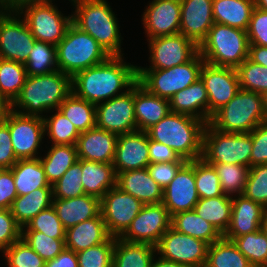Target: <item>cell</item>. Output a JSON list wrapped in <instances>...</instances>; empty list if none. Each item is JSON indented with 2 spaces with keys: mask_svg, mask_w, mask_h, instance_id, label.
I'll return each mask as SVG.
<instances>
[{
  "mask_svg": "<svg viewBox=\"0 0 267 267\" xmlns=\"http://www.w3.org/2000/svg\"><path fill=\"white\" fill-rule=\"evenodd\" d=\"M122 57L110 56L105 62L74 74L72 93L95 105L126 93L138 81V66L124 62Z\"/></svg>",
  "mask_w": 267,
  "mask_h": 267,
  "instance_id": "cell-1",
  "label": "cell"
},
{
  "mask_svg": "<svg viewBox=\"0 0 267 267\" xmlns=\"http://www.w3.org/2000/svg\"><path fill=\"white\" fill-rule=\"evenodd\" d=\"M71 92V76L60 70L27 76L19 96L12 103V110L23 115L44 117L42 112L58 109Z\"/></svg>",
  "mask_w": 267,
  "mask_h": 267,
  "instance_id": "cell-2",
  "label": "cell"
},
{
  "mask_svg": "<svg viewBox=\"0 0 267 267\" xmlns=\"http://www.w3.org/2000/svg\"><path fill=\"white\" fill-rule=\"evenodd\" d=\"M205 126L200 119L170 111L146 132L151 140L172 148L180 158L193 161L202 157Z\"/></svg>",
  "mask_w": 267,
  "mask_h": 267,
  "instance_id": "cell-3",
  "label": "cell"
},
{
  "mask_svg": "<svg viewBox=\"0 0 267 267\" xmlns=\"http://www.w3.org/2000/svg\"><path fill=\"white\" fill-rule=\"evenodd\" d=\"M72 23L91 35L110 56H123L118 19L106 0H77Z\"/></svg>",
  "mask_w": 267,
  "mask_h": 267,
  "instance_id": "cell-4",
  "label": "cell"
},
{
  "mask_svg": "<svg viewBox=\"0 0 267 267\" xmlns=\"http://www.w3.org/2000/svg\"><path fill=\"white\" fill-rule=\"evenodd\" d=\"M249 40L247 31L214 23L199 46L206 63L214 66L237 68L247 58Z\"/></svg>",
  "mask_w": 267,
  "mask_h": 267,
  "instance_id": "cell-5",
  "label": "cell"
},
{
  "mask_svg": "<svg viewBox=\"0 0 267 267\" xmlns=\"http://www.w3.org/2000/svg\"><path fill=\"white\" fill-rule=\"evenodd\" d=\"M266 121L262 94L240 89L225 106L212 115L209 124L220 132L250 133Z\"/></svg>",
  "mask_w": 267,
  "mask_h": 267,
  "instance_id": "cell-6",
  "label": "cell"
},
{
  "mask_svg": "<svg viewBox=\"0 0 267 267\" xmlns=\"http://www.w3.org/2000/svg\"><path fill=\"white\" fill-rule=\"evenodd\" d=\"M57 68L71 77L77 72L105 62L110 55L88 33L73 23L56 45Z\"/></svg>",
  "mask_w": 267,
  "mask_h": 267,
  "instance_id": "cell-7",
  "label": "cell"
},
{
  "mask_svg": "<svg viewBox=\"0 0 267 267\" xmlns=\"http://www.w3.org/2000/svg\"><path fill=\"white\" fill-rule=\"evenodd\" d=\"M205 61L198 52L190 61L169 69H138V82L150 93L170 100L200 79Z\"/></svg>",
  "mask_w": 267,
  "mask_h": 267,
  "instance_id": "cell-8",
  "label": "cell"
},
{
  "mask_svg": "<svg viewBox=\"0 0 267 267\" xmlns=\"http://www.w3.org/2000/svg\"><path fill=\"white\" fill-rule=\"evenodd\" d=\"M251 151V132H220L209 123L206 124L201 157L206 163L238 164L250 168Z\"/></svg>",
  "mask_w": 267,
  "mask_h": 267,
  "instance_id": "cell-9",
  "label": "cell"
},
{
  "mask_svg": "<svg viewBox=\"0 0 267 267\" xmlns=\"http://www.w3.org/2000/svg\"><path fill=\"white\" fill-rule=\"evenodd\" d=\"M16 10L24 15L35 40L57 45L72 24V14L64 16L53 3L26 1Z\"/></svg>",
  "mask_w": 267,
  "mask_h": 267,
  "instance_id": "cell-10",
  "label": "cell"
},
{
  "mask_svg": "<svg viewBox=\"0 0 267 267\" xmlns=\"http://www.w3.org/2000/svg\"><path fill=\"white\" fill-rule=\"evenodd\" d=\"M16 9L0 8V58L25 64L35 37Z\"/></svg>",
  "mask_w": 267,
  "mask_h": 267,
  "instance_id": "cell-11",
  "label": "cell"
},
{
  "mask_svg": "<svg viewBox=\"0 0 267 267\" xmlns=\"http://www.w3.org/2000/svg\"><path fill=\"white\" fill-rule=\"evenodd\" d=\"M209 244L170 227L156 245L161 258L185 267H204Z\"/></svg>",
  "mask_w": 267,
  "mask_h": 267,
  "instance_id": "cell-12",
  "label": "cell"
},
{
  "mask_svg": "<svg viewBox=\"0 0 267 267\" xmlns=\"http://www.w3.org/2000/svg\"><path fill=\"white\" fill-rule=\"evenodd\" d=\"M143 203L117 186L100 199L101 216L110 236L120 237L138 215Z\"/></svg>",
  "mask_w": 267,
  "mask_h": 267,
  "instance_id": "cell-13",
  "label": "cell"
},
{
  "mask_svg": "<svg viewBox=\"0 0 267 267\" xmlns=\"http://www.w3.org/2000/svg\"><path fill=\"white\" fill-rule=\"evenodd\" d=\"M170 227L171 216L162 203L143 205L138 215L119 238L156 247Z\"/></svg>",
  "mask_w": 267,
  "mask_h": 267,
  "instance_id": "cell-14",
  "label": "cell"
},
{
  "mask_svg": "<svg viewBox=\"0 0 267 267\" xmlns=\"http://www.w3.org/2000/svg\"><path fill=\"white\" fill-rule=\"evenodd\" d=\"M5 123L9 126L16 158L18 160L38 158L37 150L45 135L43 118L23 115L11 110Z\"/></svg>",
  "mask_w": 267,
  "mask_h": 267,
  "instance_id": "cell-15",
  "label": "cell"
},
{
  "mask_svg": "<svg viewBox=\"0 0 267 267\" xmlns=\"http://www.w3.org/2000/svg\"><path fill=\"white\" fill-rule=\"evenodd\" d=\"M151 66L137 69H169L190 61L199 47L183 34L148 39Z\"/></svg>",
  "mask_w": 267,
  "mask_h": 267,
  "instance_id": "cell-16",
  "label": "cell"
},
{
  "mask_svg": "<svg viewBox=\"0 0 267 267\" xmlns=\"http://www.w3.org/2000/svg\"><path fill=\"white\" fill-rule=\"evenodd\" d=\"M96 127L117 135L134 132V86L126 93L96 105Z\"/></svg>",
  "mask_w": 267,
  "mask_h": 267,
  "instance_id": "cell-17",
  "label": "cell"
},
{
  "mask_svg": "<svg viewBox=\"0 0 267 267\" xmlns=\"http://www.w3.org/2000/svg\"><path fill=\"white\" fill-rule=\"evenodd\" d=\"M209 100V121L212 115L225 106L240 90L236 68L204 63L200 71Z\"/></svg>",
  "mask_w": 267,
  "mask_h": 267,
  "instance_id": "cell-18",
  "label": "cell"
},
{
  "mask_svg": "<svg viewBox=\"0 0 267 267\" xmlns=\"http://www.w3.org/2000/svg\"><path fill=\"white\" fill-rule=\"evenodd\" d=\"M199 200L195 184V160L187 161L163 189L162 204L170 216L191 211Z\"/></svg>",
  "mask_w": 267,
  "mask_h": 267,
  "instance_id": "cell-19",
  "label": "cell"
},
{
  "mask_svg": "<svg viewBox=\"0 0 267 267\" xmlns=\"http://www.w3.org/2000/svg\"><path fill=\"white\" fill-rule=\"evenodd\" d=\"M148 39L180 33L181 0H152L143 12Z\"/></svg>",
  "mask_w": 267,
  "mask_h": 267,
  "instance_id": "cell-20",
  "label": "cell"
},
{
  "mask_svg": "<svg viewBox=\"0 0 267 267\" xmlns=\"http://www.w3.org/2000/svg\"><path fill=\"white\" fill-rule=\"evenodd\" d=\"M148 150L149 136L146 131L118 135L112 163L115 173L147 168L150 164Z\"/></svg>",
  "mask_w": 267,
  "mask_h": 267,
  "instance_id": "cell-21",
  "label": "cell"
},
{
  "mask_svg": "<svg viewBox=\"0 0 267 267\" xmlns=\"http://www.w3.org/2000/svg\"><path fill=\"white\" fill-rule=\"evenodd\" d=\"M213 24V0H181L180 34L199 47Z\"/></svg>",
  "mask_w": 267,
  "mask_h": 267,
  "instance_id": "cell-22",
  "label": "cell"
},
{
  "mask_svg": "<svg viewBox=\"0 0 267 267\" xmlns=\"http://www.w3.org/2000/svg\"><path fill=\"white\" fill-rule=\"evenodd\" d=\"M267 209L260 203L252 201L243 194L232 197L230 225L223 235L228 240L261 229Z\"/></svg>",
  "mask_w": 267,
  "mask_h": 267,
  "instance_id": "cell-23",
  "label": "cell"
},
{
  "mask_svg": "<svg viewBox=\"0 0 267 267\" xmlns=\"http://www.w3.org/2000/svg\"><path fill=\"white\" fill-rule=\"evenodd\" d=\"M118 135L98 127L80 133L76 142L78 159L112 164Z\"/></svg>",
  "mask_w": 267,
  "mask_h": 267,
  "instance_id": "cell-24",
  "label": "cell"
},
{
  "mask_svg": "<svg viewBox=\"0 0 267 267\" xmlns=\"http://www.w3.org/2000/svg\"><path fill=\"white\" fill-rule=\"evenodd\" d=\"M116 186L144 205L159 204L163 201V189L152 179L147 168L117 173Z\"/></svg>",
  "mask_w": 267,
  "mask_h": 267,
  "instance_id": "cell-25",
  "label": "cell"
},
{
  "mask_svg": "<svg viewBox=\"0 0 267 267\" xmlns=\"http://www.w3.org/2000/svg\"><path fill=\"white\" fill-rule=\"evenodd\" d=\"M52 206L65 230L101 213L100 198L88 194L69 199H53Z\"/></svg>",
  "mask_w": 267,
  "mask_h": 267,
  "instance_id": "cell-26",
  "label": "cell"
},
{
  "mask_svg": "<svg viewBox=\"0 0 267 267\" xmlns=\"http://www.w3.org/2000/svg\"><path fill=\"white\" fill-rule=\"evenodd\" d=\"M134 111L137 130L147 131L170 112V101L150 93L137 81L134 84Z\"/></svg>",
  "mask_w": 267,
  "mask_h": 267,
  "instance_id": "cell-27",
  "label": "cell"
},
{
  "mask_svg": "<svg viewBox=\"0 0 267 267\" xmlns=\"http://www.w3.org/2000/svg\"><path fill=\"white\" fill-rule=\"evenodd\" d=\"M169 101L171 112L193 116L209 123V100L201 79L175 93Z\"/></svg>",
  "mask_w": 267,
  "mask_h": 267,
  "instance_id": "cell-28",
  "label": "cell"
},
{
  "mask_svg": "<svg viewBox=\"0 0 267 267\" xmlns=\"http://www.w3.org/2000/svg\"><path fill=\"white\" fill-rule=\"evenodd\" d=\"M110 237L101 216H96L66 230L65 247L75 253L97 246Z\"/></svg>",
  "mask_w": 267,
  "mask_h": 267,
  "instance_id": "cell-29",
  "label": "cell"
},
{
  "mask_svg": "<svg viewBox=\"0 0 267 267\" xmlns=\"http://www.w3.org/2000/svg\"><path fill=\"white\" fill-rule=\"evenodd\" d=\"M82 186L85 194L102 198L116 186V173L112 164L82 159Z\"/></svg>",
  "mask_w": 267,
  "mask_h": 267,
  "instance_id": "cell-30",
  "label": "cell"
},
{
  "mask_svg": "<svg viewBox=\"0 0 267 267\" xmlns=\"http://www.w3.org/2000/svg\"><path fill=\"white\" fill-rule=\"evenodd\" d=\"M17 195H27L39 188H52L39 157L18 160L11 167Z\"/></svg>",
  "mask_w": 267,
  "mask_h": 267,
  "instance_id": "cell-31",
  "label": "cell"
},
{
  "mask_svg": "<svg viewBox=\"0 0 267 267\" xmlns=\"http://www.w3.org/2000/svg\"><path fill=\"white\" fill-rule=\"evenodd\" d=\"M52 204L53 189L39 188L27 195L17 196L11 204L10 211L16 223L23 228L32 218Z\"/></svg>",
  "mask_w": 267,
  "mask_h": 267,
  "instance_id": "cell-32",
  "label": "cell"
},
{
  "mask_svg": "<svg viewBox=\"0 0 267 267\" xmlns=\"http://www.w3.org/2000/svg\"><path fill=\"white\" fill-rule=\"evenodd\" d=\"M254 0H213L214 23L247 31Z\"/></svg>",
  "mask_w": 267,
  "mask_h": 267,
  "instance_id": "cell-33",
  "label": "cell"
},
{
  "mask_svg": "<svg viewBox=\"0 0 267 267\" xmlns=\"http://www.w3.org/2000/svg\"><path fill=\"white\" fill-rule=\"evenodd\" d=\"M156 247L115 238L113 267H151Z\"/></svg>",
  "mask_w": 267,
  "mask_h": 267,
  "instance_id": "cell-34",
  "label": "cell"
},
{
  "mask_svg": "<svg viewBox=\"0 0 267 267\" xmlns=\"http://www.w3.org/2000/svg\"><path fill=\"white\" fill-rule=\"evenodd\" d=\"M193 210L223 236L231 221L232 197L224 194L213 198H199Z\"/></svg>",
  "mask_w": 267,
  "mask_h": 267,
  "instance_id": "cell-35",
  "label": "cell"
},
{
  "mask_svg": "<svg viewBox=\"0 0 267 267\" xmlns=\"http://www.w3.org/2000/svg\"><path fill=\"white\" fill-rule=\"evenodd\" d=\"M171 227L176 231L200 239L209 245L219 240L222 235L194 210L182 211L171 216Z\"/></svg>",
  "mask_w": 267,
  "mask_h": 267,
  "instance_id": "cell-36",
  "label": "cell"
},
{
  "mask_svg": "<svg viewBox=\"0 0 267 267\" xmlns=\"http://www.w3.org/2000/svg\"><path fill=\"white\" fill-rule=\"evenodd\" d=\"M44 157H39L50 185L58 181L62 175L78 161L76 145L52 144Z\"/></svg>",
  "mask_w": 267,
  "mask_h": 267,
  "instance_id": "cell-37",
  "label": "cell"
},
{
  "mask_svg": "<svg viewBox=\"0 0 267 267\" xmlns=\"http://www.w3.org/2000/svg\"><path fill=\"white\" fill-rule=\"evenodd\" d=\"M204 267H254L232 240L223 236L208 247Z\"/></svg>",
  "mask_w": 267,
  "mask_h": 267,
  "instance_id": "cell-38",
  "label": "cell"
},
{
  "mask_svg": "<svg viewBox=\"0 0 267 267\" xmlns=\"http://www.w3.org/2000/svg\"><path fill=\"white\" fill-rule=\"evenodd\" d=\"M58 109L74 124L79 133L96 127V105L72 92Z\"/></svg>",
  "mask_w": 267,
  "mask_h": 267,
  "instance_id": "cell-39",
  "label": "cell"
},
{
  "mask_svg": "<svg viewBox=\"0 0 267 267\" xmlns=\"http://www.w3.org/2000/svg\"><path fill=\"white\" fill-rule=\"evenodd\" d=\"M27 76L24 64L0 58V93L11 103L19 96Z\"/></svg>",
  "mask_w": 267,
  "mask_h": 267,
  "instance_id": "cell-40",
  "label": "cell"
},
{
  "mask_svg": "<svg viewBox=\"0 0 267 267\" xmlns=\"http://www.w3.org/2000/svg\"><path fill=\"white\" fill-rule=\"evenodd\" d=\"M56 55L55 45L36 40L33 50L24 64L27 75H45L58 70Z\"/></svg>",
  "mask_w": 267,
  "mask_h": 267,
  "instance_id": "cell-41",
  "label": "cell"
},
{
  "mask_svg": "<svg viewBox=\"0 0 267 267\" xmlns=\"http://www.w3.org/2000/svg\"><path fill=\"white\" fill-rule=\"evenodd\" d=\"M50 117H42L44 132L55 145H75L80 133L74 124L59 110Z\"/></svg>",
  "mask_w": 267,
  "mask_h": 267,
  "instance_id": "cell-42",
  "label": "cell"
},
{
  "mask_svg": "<svg viewBox=\"0 0 267 267\" xmlns=\"http://www.w3.org/2000/svg\"><path fill=\"white\" fill-rule=\"evenodd\" d=\"M233 242L254 267H267V236L262 229L236 237Z\"/></svg>",
  "mask_w": 267,
  "mask_h": 267,
  "instance_id": "cell-43",
  "label": "cell"
},
{
  "mask_svg": "<svg viewBox=\"0 0 267 267\" xmlns=\"http://www.w3.org/2000/svg\"><path fill=\"white\" fill-rule=\"evenodd\" d=\"M212 165L219 177L222 191L225 195L233 197L244 191L250 168L238 164L208 163Z\"/></svg>",
  "mask_w": 267,
  "mask_h": 267,
  "instance_id": "cell-44",
  "label": "cell"
},
{
  "mask_svg": "<svg viewBox=\"0 0 267 267\" xmlns=\"http://www.w3.org/2000/svg\"><path fill=\"white\" fill-rule=\"evenodd\" d=\"M53 199H69L85 194L82 186V159H78L63 175L52 185Z\"/></svg>",
  "mask_w": 267,
  "mask_h": 267,
  "instance_id": "cell-45",
  "label": "cell"
},
{
  "mask_svg": "<svg viewBox=\"0 0 267 267\" xmlns=\"http://www.w3.org/2000/svg\"><path fill=\"white\" fill-rule=\"evenodd\" d=\"M241 90L263 94L267 91V67L248 58L236 68Z\"/></svg>",
  "mask_w": 267,
  "mask_h": 267,
  "instance_id": "cell-46",
  "label": "cell"
},
{
  "mask_svg": "<svg viewBox=\"0 0 267 267\" xmlns=\"http://www.w3.org/2000/svg\"><path fill=\"white\" fill-rule=\"evenodd\" d=\"M195 184L199 198L224 195L214 167L202 158L195 160Z\"/></svg>",
  "mask_w": 267,
  "mask_h": 267,
  "instance_id": "cell-47",
  "label": "cell"
},
{
  "mask_svg": "<svg viewBox=\"0 0 267 267\" xmlns=\"http://www.w3.org/2000/svg\"><path fill=\"white\" fill-rule=\"evenodd\" d=\"M21 238L46 262L56 258L66 247L65 239H56L37 231H22Z\"/></svg>",
  "mask_w": 267,
  "mask_h": 267,
  "instance_id": "cell-48",
  "label": "cell"
},
{
  "mask_svg": "<svg viewBox=\"0 0 267 267\" xmlns=\"http://www.w3.org/2000/svg\"><path fill=\"white\" fill-rule=\"evenodd\" d=\"M115 238L110 236L97 246L77 252L79 267H113Z\"/></svg>",
  "mask_w": 267,
  "mask_h": 267,
  "instance_id": "cell-49",
  "label": "cell"
},
{
  "mask_svg": "<svg viewBox=\"0 0 267 267\" xmlns=\"http://www.w3.org/2000/svg\"><path fill=\"white\" fill-rule=\"evenodd\" d=\"M22 231H37L56 239H65L66 234V230L59 220L53 206L41 211L37 216L32 218L28 224L22 228Z\"/></svg>",
  "mask_w": 267,
  "mask_h": 267,
  "instance_id": "cell-50",
  "label": "cell"
},
{
  "mask_svg": "<svg viewBox=\"0 0 267 267\" xmlns=\"http://www.w3.org/2000/svg\"><path fill=\"white\" fill-rule=\"evenodd\" d=\"M8 267H45V261L20 238L4 252Z\"/></svg>",
  "mask_w": 267,
  "mask_h": 267,
  "instance_id": "cell-51",
  "label": "cell"
},
{
  "mask_svg": "<svg viewBox=\"0 0 267 267\" xmlns=\"http://www.w3.org/2000/svg\"><path fill=\"white\" fill-rule=\"evenodd\" d=\"M242 194L267 209V164L250 167Z\"/></svg>",
  "mask_w": 267,
  "mask_h": 267,
  "instance_id": "cell-52",
  "label": "cell"
},
{
  "mask_svg": "<svg viewBox=\"0 0 267 267\" xmlns=\"http://www.w3.org/2000/svg\"><path fill=\"white\" fill-rule=\"evenodd\" d=\"M22 235V228L16 223L10 209L0 212V251L2 253Z\"/></svg>",
  "mask_w": 267,
  "mask_h": 267,
  "instance_id": "cell-53",
  "label": "cell"
},
{
  "mask_svg": "<svg viewBox=\"0 0 267 267\" xmlns=\"http://www.w3.org/2000/svg\"><path fill=\"white\" fill-rule=\"evenodd\" d=\"M249 45L267 47V11L254 7L247 29Z\"/></svg>",
  "mask_w": 267,
  "mask_h": 267,
  "instance_id": "cell-54",
  "label": "cell"
},
{
  "mask_svg": "<svg viewBox=\"0 0 267 267\" xmlns=\"http://www.w3.org/2000/svg\"><path fill=\"white\" fill-rule=\"evenodd\" d=\"M250 167L267 164V121L258 125L252 132Z\"/></svg>",
  "mask_w": 267,
  "mask_h": 267,
  "instance_id": "cell-55",
  "label": "cell"
},
{
  "mask_svg": "<svg viewBox=\"0 0 267 267\" xmlns=\"http://www.w3.org/2000/svg\"><path fill=\"white\" fill-rule=\"evenodd\" d=\"M186 162L150 163L147 170L152 179L164 189Z\"/></svg>",
  "mask_w": 267,
  "mask_h": 267,
  "instance_id": "cell-56",
  "label": "cell"
},
{
  "mask_svg": "<svg viewBox=\"0 0 267 267\" xmlns=\"http://www.w3.org/2000/svg\"><path fill=\"white\" fill-rule=\"evenodd\" d=\"M17 196L11 168L0 169V207L10 209Z\"/></svg>",
  "mask_w": 267,
  "mask_h": 267,
  "instance_id": "cell-57",
  "label": "cell"
},
{
  "mask_svg": "<svg viewBox=\"0 0 267 267\" xmlns=\"http://www.w3.org/2000/svg\"><path fill=\"white\" fill-rule=\"evenodd\" d=\"M18 159L14 154L9 126L0 123V169L11 168Z\"/></svg>",
  "mask_w": 267,
  "mask_h": 267,
  "instance_id": "cell-58",
  "label": "cell"
},
{
  "mask_svg": "<svg viewBox=\"0 0 267 267\" xmlns=\"http://www.w3.org/2000/svg\"><path fill=\"white\" fill-rule=\"evenodd\" d=\"M149 160L150 163H161V162H187L182 159L178 154L167 145L156 142L149 138Z\"/></svg>",
  "mask_w": 267,
  "mask_h": 267,
  "instance_id": "cell-59",
  "label": "cell"
},
{
  "mask_svg": "<svg viewBox=\"0 0 267 267\" xmlns=\"http://www.w3.org/2000/svg\"><path fill=\"white\" fill-rule=\"evenodd\" d=\"M45 267H79L77 254L65 248L56 258L46 261Z\"/></svg>",
  "mask_w": 267,
  "mask_h": 267,
  "instance_id": "cell-60",
  "label": "cell"
},
{
  "mask_svg": "<svg viewBox=\"0 0 267 267\" xmlns=\"http://www.w3.org/2000/svg\"><path fill=\"white\" fill-rule=\"evenodd\" d=\"M248 59L256 64L267 67V47L249 45Z\"/></svg>",
  "mask_w": 267,
  "mask_h": 267,
  "instance_id": "cell-61",
  "label": "cell"
},
{
  "mask_svg": "<svg viewBox=\"0 0 267 267\" xmlns=\"http://www.w3.org/2000/svg\"><path fill=\"white\" fill-rule=\"evenodd\" d=\"M11 110L12 103L0 93V123L5 122Z\"/></svg>",
  "mask_w": 267,
  "mask_h": 267,
  "instance_id": "cell-62",
  "label": "cell"
},
{
  "mask_svg": "<svg viewBox=\"0 0 267 267\" xmlns=\"http://www.w3.org/2000/svg\"><path fill=\"white\" fill-rule=\"evenodd\" d=\"M151 267H185V266L178 264L174 261L165 260L159 256L158 259L156 258V260L154 258Z\"/></svg>",
  "mask_w": 267,
  "mask_h": 267,
  "instance_id": "cell-63",
  "label": "cell"
},
{
  "mask_svg": "<svg viewBox=\"0 0 267 267\" xmlns=\"http://www.w3.org/2000/svg\"><path fill=\"white\" fill-rule=\"evenodd\" d=\"M26 1L36 2V0H0V6L4 9H16L21 3Z\"/></svg>",
  "mask_w": 267,
  "mask_h": 267,
  "instance_id": "cell-64",
  "label": "cell"
},
{
  "mask_svg": "<svg viewBox=\"0 0 267 267\" xmlns=\"http://www.w3.org/2000/svg\"><path fill=\"white\" fill-rule=\"evenodd\" d=\"M255 7L267 11V0H254Z\"/></svg>",
  "mask_w": 267,
  "mask_h": 267,
  "instance_id": "cell-65",
  "label": "cell"
},
{
  "mask_svg": "<svg viewBox=\"0 0 267 267\" xmlns=\"http://www.w3.org/2000/svg\"><path fill=\"white\" fill-rule=\"evenodd\" d=\"M261 229L267 236V211L265 213V216H264V219H263V222H262V225H261Z\"/></svg>",
  "mask_w": 267,
  "mask_h": 267,
  "instance_id": "cell-66",
  "label": "cell"
},
{
  "mask_svg": "<svg viewBox=\"0 0 267 267\" xmlns=\"http://www.w3.org/2000/svg\"><path fill=\"white\" fill-rule=\"evenodd\" d=\"M262 101H263L264 111H265L266 116H267V91L262 94Z\"/></svg>",
  "mask_w": 267,
  "mask_h": 267,
  "instance_id": "cell-67",
  "label": "cell"
},
{
  "mask_svg": "<svg viewBox=\"0 0 267 267\" xmlns=\"http://www.w3.org/2000/svg\"><path fill=\"white\" fill-rule=\"evenodd\" d=\"M71 1L72 3L77 1V0H69ZM36 2H46V3H52V0H36Z\"/></svg>",
  "mask_w": 267,
  "mask_h": 267,
  "instance_id": "cell-68",
  "label": "cell"
}]
</instances>
